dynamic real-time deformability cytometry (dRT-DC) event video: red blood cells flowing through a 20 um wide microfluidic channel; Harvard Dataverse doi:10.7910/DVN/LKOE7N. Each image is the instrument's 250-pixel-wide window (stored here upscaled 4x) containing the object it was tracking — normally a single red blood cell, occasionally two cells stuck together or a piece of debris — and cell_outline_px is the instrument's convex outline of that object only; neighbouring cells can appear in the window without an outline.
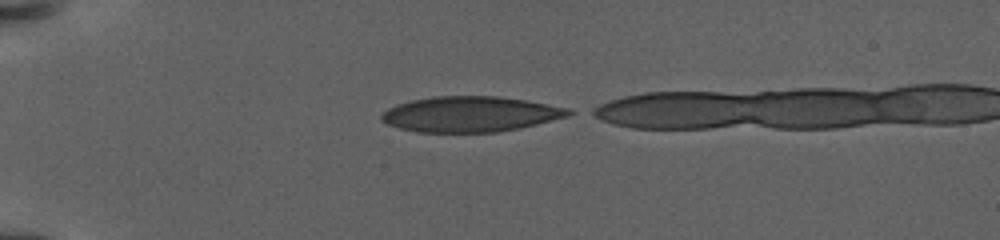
{"species": "human", "species_latin": "Homo sapiens", "temperature_condition": "warm", "stored_images_in_passage": 62, "camera_frame_rate_fps": 3000, "um_per_image_px": 0.085, "donor": {"sex": "female"}, "frame": {"image": 1, "passage_image": 1, "time_ms": 0.0, "image_size_px": [1000, 240], "cell_outline_px": [[576, 112], [568, 116], [520, 128], [496, 132], [416, 132], [400, 128], [388, 124], [380, 120], [380, 116], [388, 108], [396, 104], [412, 100], [432, 96], [496, 96], [528, 100], [572, 108]], "centroid_in_image_um": [40.01, 9.69], "position_along_channel_um": 45.0, "area_um2": 38.9}}
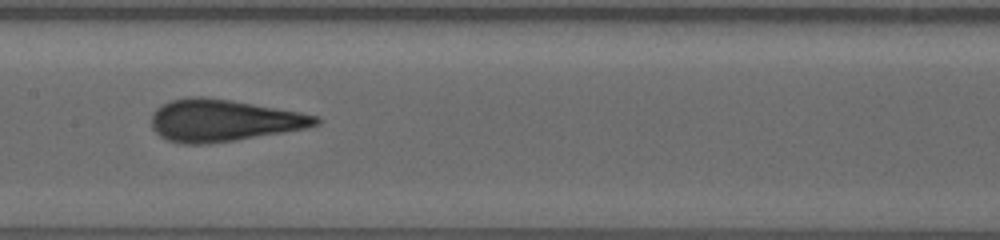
{"frame": {"image": 2, "passage_image": 33, "time_ms": 6.333, "image_size_px": [1000, 240], "cell_outline_px": [[320, 124], [304, 128], [284, 132], [236, 140], [208, 144], [184, 144], [168, 140], [160, 136], [152, 128], [152, 112], [160, 104], [172, 100], [192, 96], [204, 96], [300, 112], [316, 116], [320, 120]], "centroid_in_image_um": [18.94, 10.24], "position_along_channel_um": 188.5, "area_um2": 39.94}}
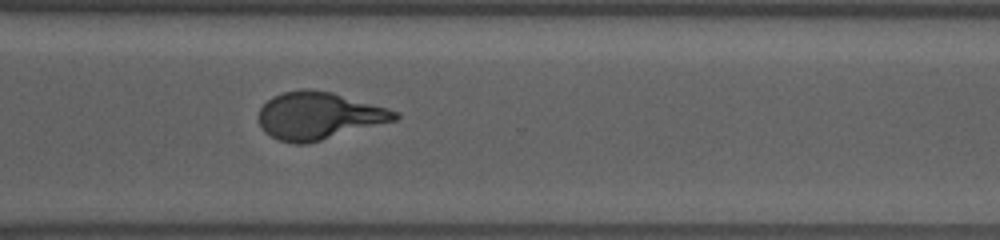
{"frame": {"image": 3, "passage_image": 61, "time_ms": 11.667, "image_size_px": [1000, 240], "cell_outline_px": [[400, 116], [396, 120], [308, 144], [292, 144], [280, 140], [264, 132], [260, 128], [260, 108], [272, 96], [284, 92], [304, 88], [332, 92], [388, 108], [400, 112]], "centroid_in_image_um": [27.1, 9.84], "position_along_channel_um": 343.5, "area_um2": 37.57}}